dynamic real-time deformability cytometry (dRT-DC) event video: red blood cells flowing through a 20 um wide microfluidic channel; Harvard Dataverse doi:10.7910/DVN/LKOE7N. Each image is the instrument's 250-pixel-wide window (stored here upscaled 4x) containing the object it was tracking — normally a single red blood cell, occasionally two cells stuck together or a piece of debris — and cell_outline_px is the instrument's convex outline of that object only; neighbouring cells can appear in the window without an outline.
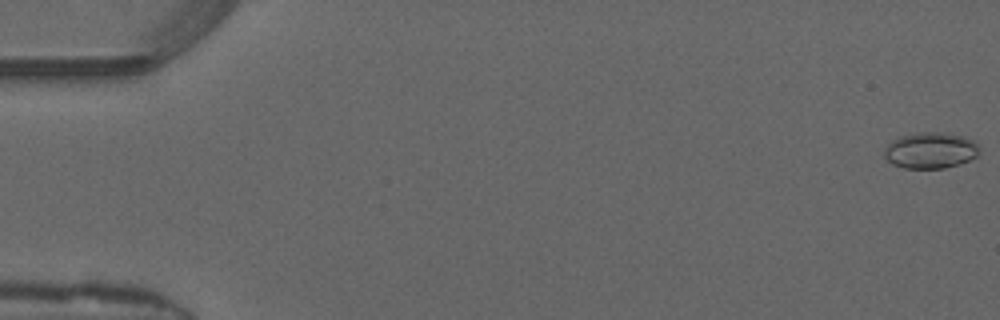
{"species": "common noctule bat (a hibernating species)", "species_latin": "Nyctalus noctula", "temperature_condition": "warm", "stored_images_in_passage": 50, "camera_frame_rate_fps": 3000, "um_per_image_px": 0.085, "animal": {"sex": "male", "forearm_length_mm": 52.5}, "frame": {"image": 1, "passage_image": 1, "time_ms": 0.0, "image_size_px": [1000, 320], "cell_outline_px": [[980, 148], [976, 156], [960, 164], [944, 168], [904, 168], [892, 164], [884, 156], [884, 148], [892, 140], [900, 136], [916, 132], [940, 132], [960, 136], [976, 140]], "centroid_in_image_um": [79.08, 12.78], "position_along_channel_um": 5.9, "area_um2": 20.11}}
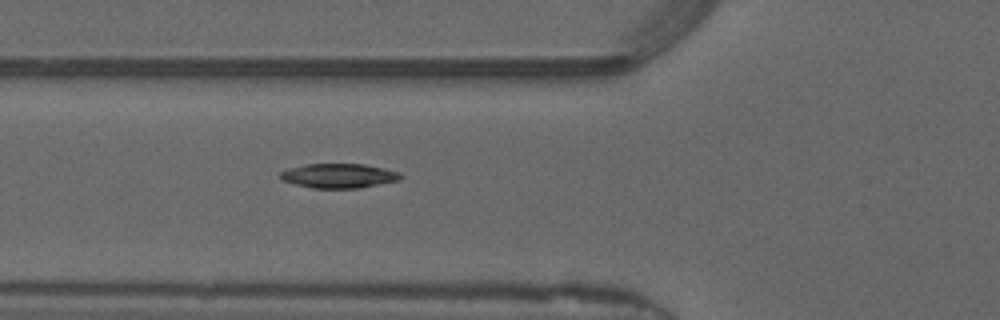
{"frame": {"image": 2, "passage_image": 19, "time_ms": 6.0, "image_size_px": [1000, 320], "cell_outline_px": [[404, 176], [400, 180], [360, 188], [312, 188], [296, 184], [284, 180], [280, 176], [280, 172], [288, 168], [304, 164], [364, 164], [384, 168], [400, 172]], "centroid_in_image_um": [28.84, 14.93], "position_along_channel_um": 97.0, "area_um2": 17.17}}
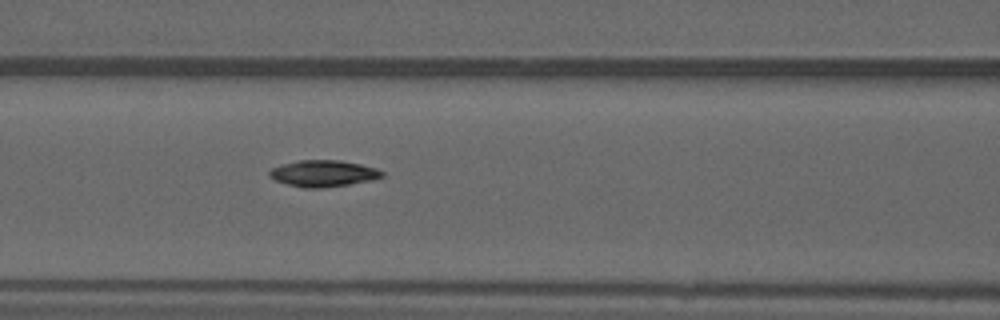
{"frame": {"image": 3, "passage_image": 22, "time_ms": 7.0, "image_size_px": [1000, 320], "cell_outline_px": [[384, 176], [372, 180], [348, 184], [320, 188], [304, 188], [288, 184], [276, 180], [268, 176], [268, 172], [272, 168], [284, 164], [300, 160], [340, 160], [360, 164], [376, 168], [384, 172]], "centroid_in_image_um": [27.49, 14.74], "position_along_channel_um": 139.1, "area_um2": 17.22}, "authors_computed_cell_mechanics": {"area_um2": 16.9932, "velocity_mm_per_s": 4.1752, "shape_relaxation_time_tau1_ms": null, "shape_relaxation_time_tau2_ms": 7.3263, "deformation_change_tau1": null, "deformation_change_tau2": 0.1205}}